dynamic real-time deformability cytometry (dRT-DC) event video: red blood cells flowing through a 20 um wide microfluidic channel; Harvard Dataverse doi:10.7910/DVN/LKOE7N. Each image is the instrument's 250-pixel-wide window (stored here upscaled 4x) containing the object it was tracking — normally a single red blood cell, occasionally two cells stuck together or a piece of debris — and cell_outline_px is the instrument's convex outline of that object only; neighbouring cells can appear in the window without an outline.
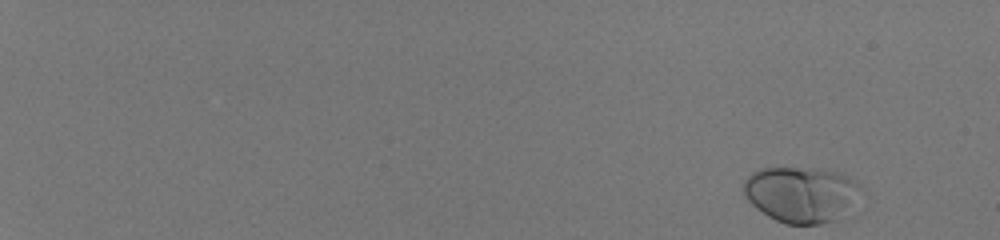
{"species": "human", "species_latin": "Homo sapiens", "temperature_condition": "room temperature", "stored_images_in_passage": 51, "camera_frame_rate_fps": 3000, "um_per_image_px": 0.085, "donor": {"sex": "male"}, "frame": {"image": 1, "passage_image": 1, "time_ms": 0.0, "image_size_px": [1000, 240], "cell_outline_px": [[860, 188], [832, 220], [820, 224], [784, 224], [768, 216], [756, 208], [748, 200], [744, 192], [744, 180], [752, 172], [760, 168], [820, 168], [836, 172], [848, 176], [856, 180]], "centroid_in_image_um": [67.96, 16.48], "position_along_channel_um": 17.0, "area_um2": 36.88}}
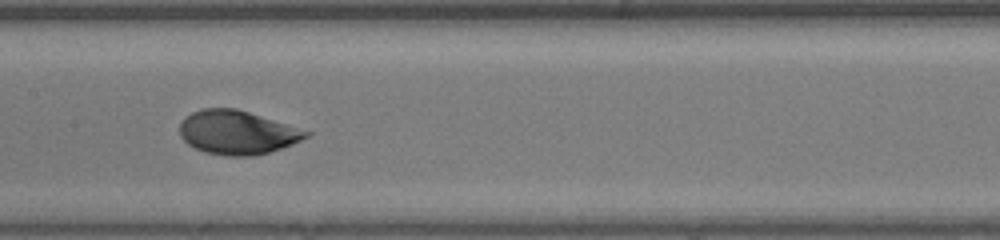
{"frame": {"image": 2, "passage_image": 30, "time_ms": 9.667, "image_size_px": [1000, 240], "cell_outline_px": [[312, 132], [308, 136], [292, 144], [268, 152], [252, 156], [228, 156], [204, 152], [188, 144], [180, 136], [180, 120], [184, 116], [200, 108], [236, 108]], "centroid_in_image_um": [20.11, 11.25], "position_along_channel_um": 187.3, "area_um2": 32.14}}
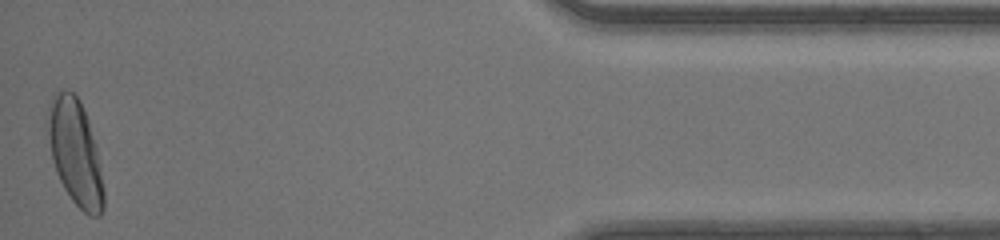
{"frame": {"image": 3, "passage_image": 51, "time_ms": 16.667, "image_size_px": [1000, 240], "cell_outline_px": [[104, 208], [100, 216], [88, 216], [72, 200], [64, 188], [56, 172], [52, 160], [48, 132], [48, 104], [52, 96], [56, 92], [64, 88], [72, 92], [80, 100], [88, 120], [96, 144], [100, 164], [104, 188]], "centroid_in_image_um": [6.41, 12.96], "position_along_channel_um": 428.8, "area_um2": 34.45}, "authors_computed_cell_mechanics": {"area_um2": 32.1368, "velocity_mm_per_s": 4.1828, "shape_relaxation_time_tau1_ms": 3.617, "shape_relaxation_time_tau2_ms": null, "deformation_change_tau1": 0.1785, "deformation_change_tau2": null}}